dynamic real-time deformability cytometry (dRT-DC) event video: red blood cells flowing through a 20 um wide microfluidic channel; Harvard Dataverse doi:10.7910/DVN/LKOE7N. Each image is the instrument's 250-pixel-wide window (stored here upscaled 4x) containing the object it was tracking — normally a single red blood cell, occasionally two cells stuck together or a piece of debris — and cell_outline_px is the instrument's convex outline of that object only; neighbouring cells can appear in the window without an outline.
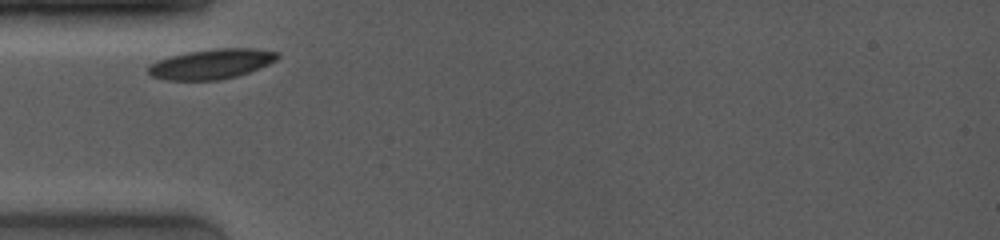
{"species": "common noctule bat (a hibernating species)", "species_latin": "Nyctalus noctula", "temperature_condition": "room temperature", "stored_images_in_passage": 6, "camera_frame_rate_fps": 4000, "um_per_image_px": 0.085, "animal": {"sex": "female", "body_mass_g": 19.0, "forearm_length_mm": 53.3}, "frame": {"image": 1, "passage_image": 1, "time_ms": 0.0, "image_size_px": [1000, 240], "cell_outline_px": [[280, 56], [276, 60], [260, 68], [236, 76], [220, 80], [168, 80], [152, 76], [148, 72], [148, 68], [156, 60], [188, 52], [216, 48], [252, 48], [280, 52]], "centroid_in_image_um": [18.01, 5.43], "position_along_channel_um": 67.0, "area_um2": 22.43}}
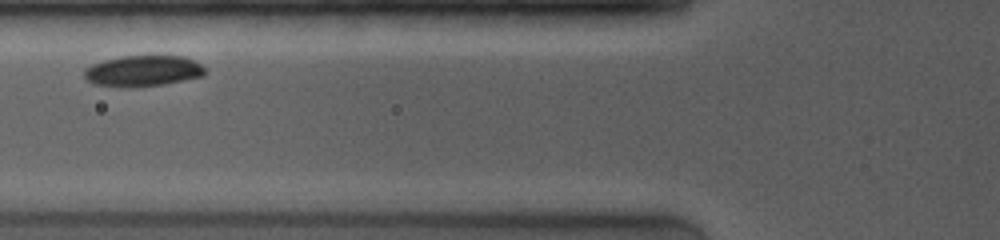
{"frame": {"image": 2, "passage_image": 3, "time_ms": 1.25, "image_size_px": [1000, 240], "cell_outline_px": [[208, 72], [204, 76], [164, 84], [136, 88], [128, 88], [92, 84], [84, 80], [84, 68], [92, 64], [104, 60], [120, 56], [184, 56], [200, 64]], "centroid_in_image_um": [12.12, 6.05], "position_along_channel_um": 113.7, "area_um2": 22.2}}
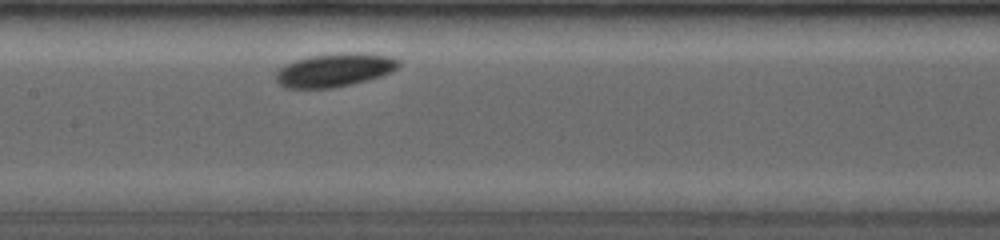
{"frame": {"image": 3, "passage_image": 6, "time_ms": 3.0, "image_size_px": [1000, 240], "cell_outline_px": [[400, 64], [396, 68], [380, 76], [368, 80], [352, 84], [332, 88], [284, 88], [276, 80], [276, 72], [280, 68], [296, 60], [312, 56], [340, 52], [356, 52], [392, 56], [400, 60]], "centroid_in_image_um": [28.45, 5.95], "position_along_channel_um": 178.9, "area_um2": 23.81}}